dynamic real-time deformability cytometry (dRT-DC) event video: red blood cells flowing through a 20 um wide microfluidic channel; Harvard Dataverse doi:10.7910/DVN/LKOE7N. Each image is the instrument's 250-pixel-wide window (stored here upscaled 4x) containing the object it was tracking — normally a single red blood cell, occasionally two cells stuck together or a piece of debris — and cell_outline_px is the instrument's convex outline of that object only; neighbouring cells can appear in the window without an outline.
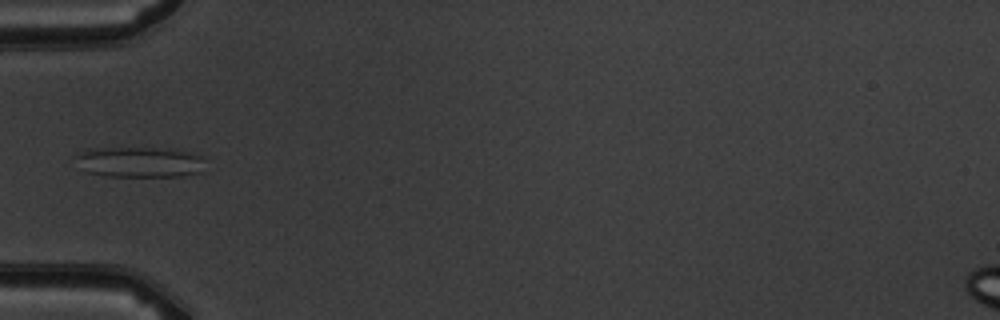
{"species": "common noctule bat (a hibernating species)", "species_latin": "Nyctalus noctula", "temperature_condition": "warm", "stored_images_in_passage": 6, "camera_frame_rate_fps": 3000, "um_per_image_px": 0.085, "animal": {"sex": "male", "body_mass_g": 19.5, "forearm_length_mm": 54.6}, "frame": {"image": 1, "passage_image": 6, "time_ms": 5.667, "image_size_px": [1000, 320], "cell_outline_px": [[204, 160], [200, 172], [180, 176], [104, 176], [88, 172], [76, 156], [84, 148], [152, 148], [184, 152], [200, 156]], "centroid_in_image_um": [11.84, 13.78], "position_along_channel_um": 73.2, "area_um2": 22.37}}